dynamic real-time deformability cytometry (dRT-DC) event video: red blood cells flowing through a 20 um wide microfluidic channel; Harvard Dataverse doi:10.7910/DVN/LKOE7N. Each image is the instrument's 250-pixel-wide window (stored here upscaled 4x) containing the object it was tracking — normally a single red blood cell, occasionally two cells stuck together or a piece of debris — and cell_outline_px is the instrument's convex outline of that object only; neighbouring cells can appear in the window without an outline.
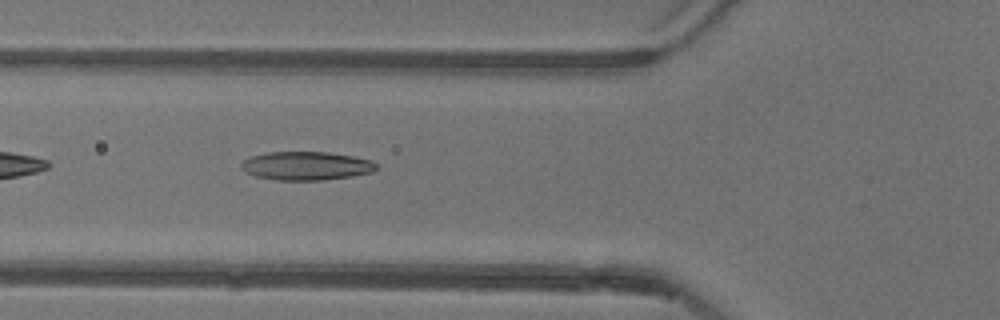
{"species": "common noctule bat (a hibernating species)", "species_latin": "Nyctalus noctula", "temperature_condition": "warm", "stored_images_in_passage": 15, "camera_frame_rate_fps": 3000, "um_per_image_px": 0.085, "animal": {"sex": "female"}, "frame": {"image": 1, "passage_image": 3, "time_ms": 0.667, "image_size_px": [1000, 320], "cell_outline_px": [[380, 168], [372, 172], [352, 176], [320, 180], [276, 180], [256, 176], [244, 172], [240, 168], [240, 164], [244, 160], [252, 156], [264, 152], [328, 152], [352, 156], [372, 160], [380, 164]], "centroid_in_image_um": [26.05, 14.09], "position_along_channel_um": 99.7, "area_um2": 22.72}}
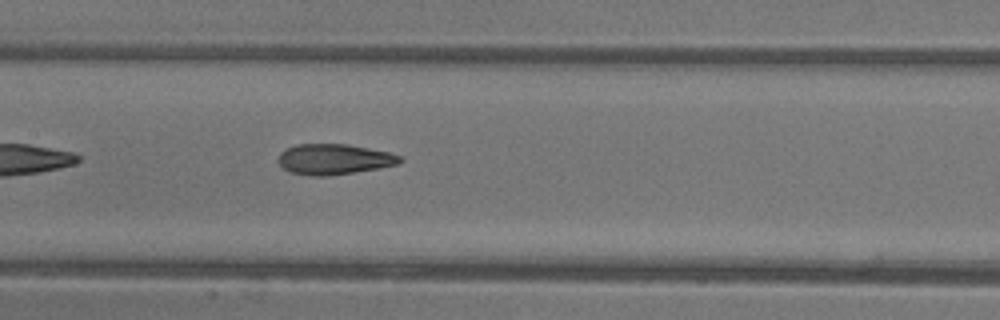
{"frame": {"image": 2, "passage_image": 9, "time_ms": 2.667, "image_size_px": [1000, 320], "cell_outline_px": [[404, 160], [400, 164], [380, 168], [324, 176], [312, 176], [288, 172], [276, 160], [280, 152], [296, 144], [348, 144], [388, 152], [400, 156]], "centroid_in_image_um": [28.38, 13.53], "position_along_channel_um": 179.0, "area_um2": 21.68}}
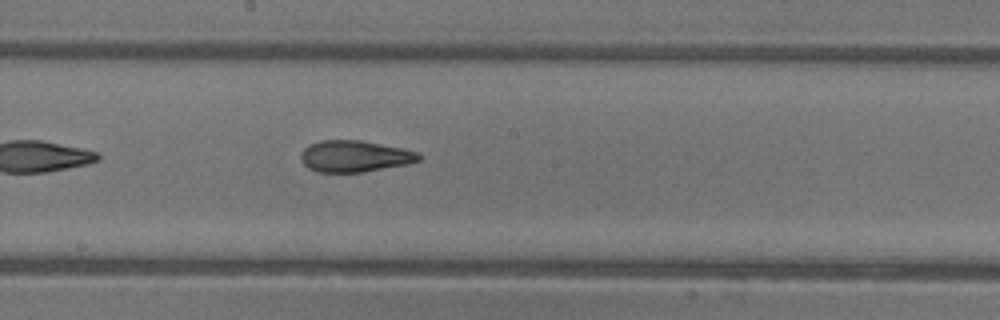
{"frame": {"image": 3, "passage_image": 12, "time_ms": 3.667, "image_size_px": [1000, 320], "cell_outline_px": [[420, 160], [408, 164], [364, 172], [316, 172], [308, 168], [300, 160], [300, 156], [304, 148], [320, 140], [360, 140], [404, 148], [420, 152]], "centroid_in_image_um": [30.16, 13.28], "position_along_channel_um": 218.0, "area_um2": 21.79}}